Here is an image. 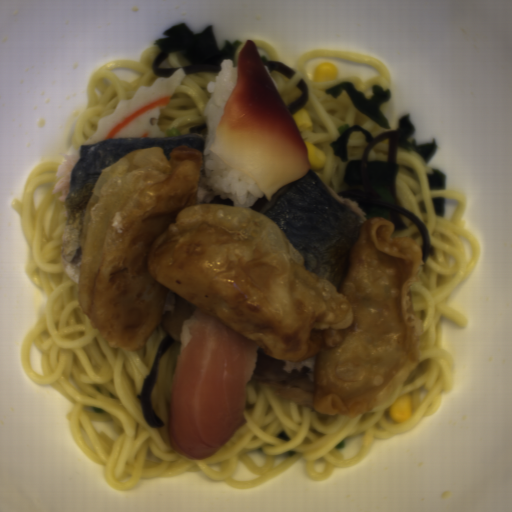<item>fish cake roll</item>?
Masks as SVG:
<instances>
[{
  "instance_id": "obj_1",
  "label": "fish cake roll",
  "mask_w": 512,
  "mask_h": 512,
  "mask_svg": "<svg viewBox=\"0 0 512 512\" xmlns=\"http://www.w3.org/2000/svg\"><path fill=\"white\" fill-rule=\"evenodd\" d=\"M186 76L183 67H179L171 75L157 76L152 86H140L131 98L120 100L115 111L100 118L94 134L85 143L120 137L164 136L159 132L160 116Z\"/></svg>"
}]
</instances>
